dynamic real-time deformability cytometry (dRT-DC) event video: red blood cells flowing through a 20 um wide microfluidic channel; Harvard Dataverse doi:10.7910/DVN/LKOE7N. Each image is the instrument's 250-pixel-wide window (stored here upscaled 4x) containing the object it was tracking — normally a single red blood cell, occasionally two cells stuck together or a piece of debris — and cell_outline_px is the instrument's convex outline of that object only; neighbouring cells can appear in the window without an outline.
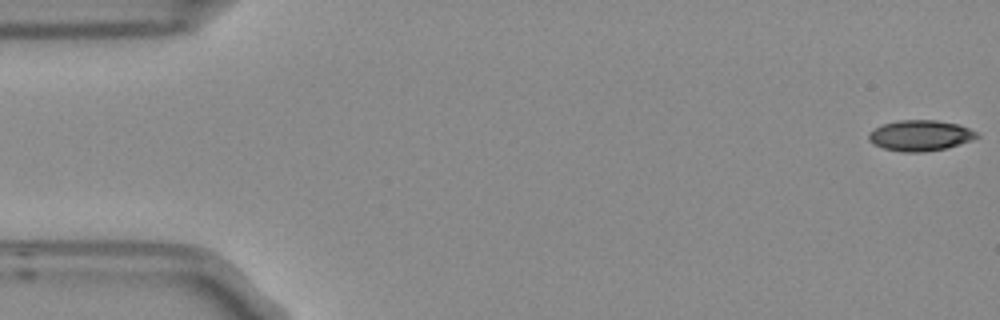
{"species": "Egyptian fruit bat (a non-hibernating species)", "species_latin": "Rousettus aegyptiacus", "temperature_condition": "room temperature", "stored_images_in_passage": 6, "camera_frame_rate_fps": 3000, "um_per_image_px": 0.085, "frame": {"image": 1, "passage_image": 1, "time_ms": 0.0, "image_size_px": [1000, 320], "cell_outline_px": [[980, 136], [972, 140], [948, 148], [924, 152], [900, 152], [884, 148], [872, 144], [868, 140], [868, 132], [884, 124], [900, 120], [936, 120], [960, 124], [976, 132]], "centroid_in_image_um": [78.22, 11.52], "position_along_channel_um": 6.8, "area_um2": 19.48}}
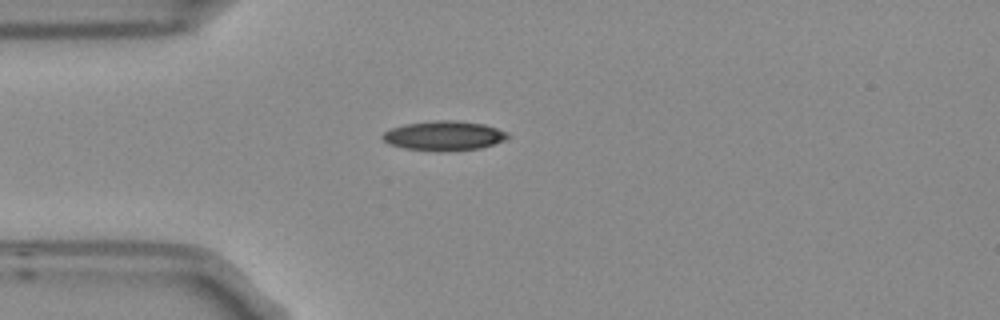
{"frame": {"image": 2, "passage_image": 4, "time_ms": 1.0, "image_size_px": [1000, 320], "cell_outline_px": [[512, 136], [504, 140], [480, 148], [444, 152], [436, 152], [404, 148], [388, 144], [380, 136], [384, 132], [392, 128], [408, 124], [436, 120], [452, 120], [484, 124], [508, 132]], "centroid_in_image_um": [37.74, 11.55], "position_along_channel_um": 47.3, "area_um2": 21.62}}